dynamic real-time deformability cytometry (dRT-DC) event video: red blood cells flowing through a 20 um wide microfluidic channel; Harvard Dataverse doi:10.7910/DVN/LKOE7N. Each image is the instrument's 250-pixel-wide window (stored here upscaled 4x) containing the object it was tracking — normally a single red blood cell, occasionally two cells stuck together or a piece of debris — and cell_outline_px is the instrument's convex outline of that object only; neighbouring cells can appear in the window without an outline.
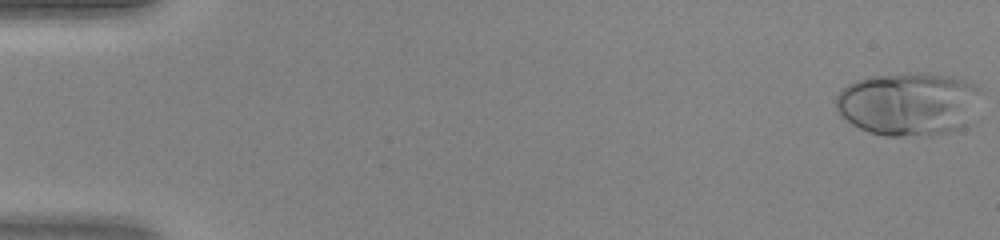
{"species": "human", "species_latin": "Homo sapiens", "temperature_condition": "warm", "stored_images_in_passage": 46, "camera_frame_rate_fps": 3000, "um_per_image_px": 0.085, "donor": {"sex": "female"}, "frame": {"image": 1, "passage_image": 1, "time_ms": 0.0, "image_size_px": [1000, 240], "cell_outline_px": [[980, 88], [972, 124], [952, 132], [928, 136], [884, 136], [868, 132], [852, 124], [836, 108], [836, 96], [848, 84], [856, 80], [868, 76], [948, 76], [964, 80], [976, 84]], "centroid_in_image_um": [77.26, 8.9], "position_along_channel_um": 7.7, "area_um2": 52.94}}
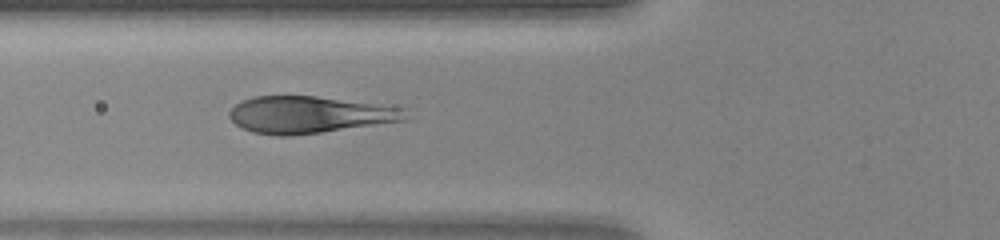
{"frame": {"image": 2, "passage_image": 18, "time_ms": 5.667, "image_size_px": [1000, 240], "cell_outline_px": [[408, 120], [320, 132], [288, 136], [276, 136], [252, 132], [236, 124], [228, 116], [228, 112], [236, 104], [252, 96], [316, 96], [404, 108]], "centroid_in_image_um": [26.26, 9.75], "position_along_channel_um": 99.5, "area_um2": 37.51}}
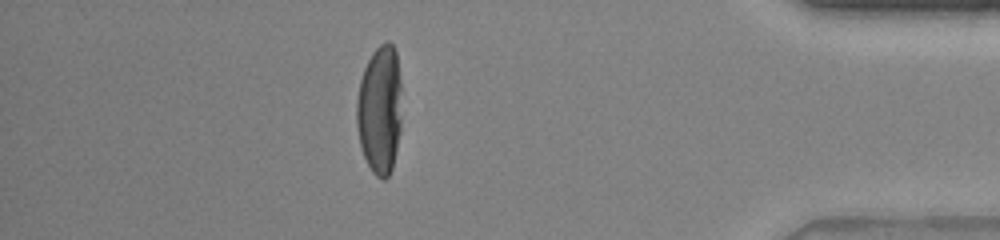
{"frame": {"image": 3, "passage_image": 41, "time_ms": 13.333, "image_size_px": [1000, 240], "cell_outline_px": [[400, 132], [396, 152], [392, 168], [388, 176], [384, 180], [376, 176], [372, 172], [364, 156], [360, 144], [356, 124], [356, 100], [360, 80], [364, 68], [372, 52], [380, 44], [388, 40], [392, 44], [396, 52], [400, 80]], "centroid_in_image_um": [32.27, 9.32], "position_along_channel_um": 402.9, "area_um2": 33.93}}